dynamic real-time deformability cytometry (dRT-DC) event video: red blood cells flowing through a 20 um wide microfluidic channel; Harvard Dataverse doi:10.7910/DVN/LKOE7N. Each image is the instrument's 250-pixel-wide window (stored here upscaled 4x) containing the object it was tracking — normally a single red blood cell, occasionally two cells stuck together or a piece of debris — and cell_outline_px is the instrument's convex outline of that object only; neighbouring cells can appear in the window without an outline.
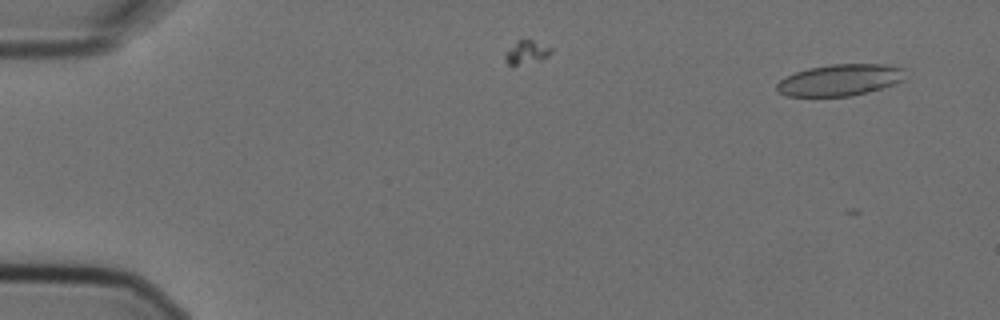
{"species": "Egyptian fruit bat (a non-hibernating species)", "species_latin": "Rousettus aegyptiacus", "temperature_condition": "cold", "stored_images_in_passage": 5, "camera_frame_rate_fps": 3000, "um_per_image_px": 0.085, "animal": {"sex": "female"}, "frame": {"image": 1, "passage_image": 1, "time_ms": 0.0, "image_size_px": [1000, 320], "cell_outline_px": [[904, 80], [880, 88], [852, 96], [788, 96], [780, 92], [776, 88], [776, 84], [780, 80], [796, 72], [808, 68], [832, 64], [884, 64], [904, 68]], "centroid_in_image_um": [71.4, 6.79], "position_along_channel_um": 13.6, "area_um2": 23.35}}